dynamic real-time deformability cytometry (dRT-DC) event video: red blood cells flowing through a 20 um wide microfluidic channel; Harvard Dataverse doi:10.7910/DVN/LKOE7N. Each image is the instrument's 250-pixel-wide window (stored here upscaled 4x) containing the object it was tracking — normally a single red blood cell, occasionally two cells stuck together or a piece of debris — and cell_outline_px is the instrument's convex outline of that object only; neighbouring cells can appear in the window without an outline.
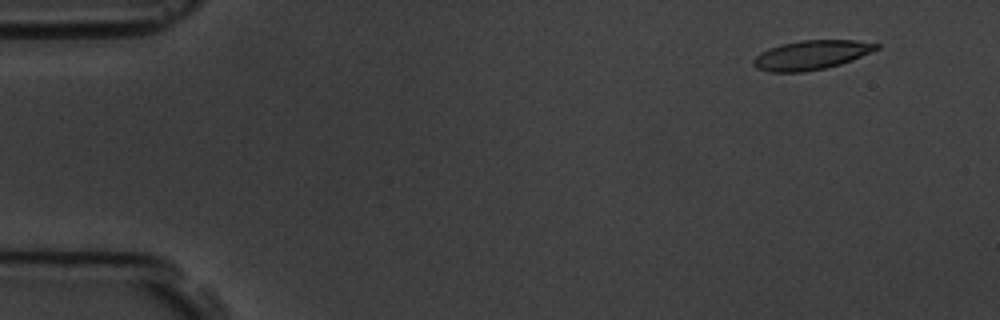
{"species": "common noctule bat (a hibernating species)", "species_latin": "Nyctalus noctula", "temperature_condition": "room temperature", "stored_images_in_passage": 9, "camera_frame_rate_fps": 3000, "um_per_image_px": 0.085, "animal": {"sex": "male", "body_mass_g": 19.5, "forearm_length_mm": 54.6}, "frame": {"image": 1, "passage_image": 1, "time_ms": 0.0, "image_size_px": [1000, 320], "cell_outline_px": [[880, 48], [852, 60], [840, 64], [824, 68], [804, 72], [768, 72], [756, 68], [752, 64], [752, 60], [760, 52], [768, 48], [780, 44], [800, 40], [856, 40], [880, 44]], "centroid_in_image_um": [68.92, 4.67], "position_along_channel_um": 16.1, "area_um2": 21.1}}
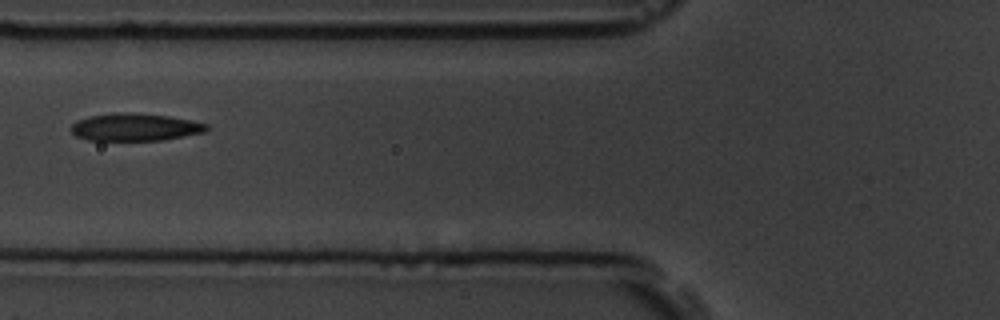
{"frame": {"image": 2, "passage_image": 6, "time_ms": 5.667, "image_size_px": [1000, 320], "cell_outline_px": [[208, 128], [204, 132], [164, 140], [88, 140], [76, 136], [72, 132], [72, 124], [76, 120], [88, 116], [120, 112], [128, 112], [168, 116], [192, 120], [208, 124]], "centroid_in_image_um": [11.47, 10.8], "position_along_channel_um": 114.3, "area_um2": 21.68}}
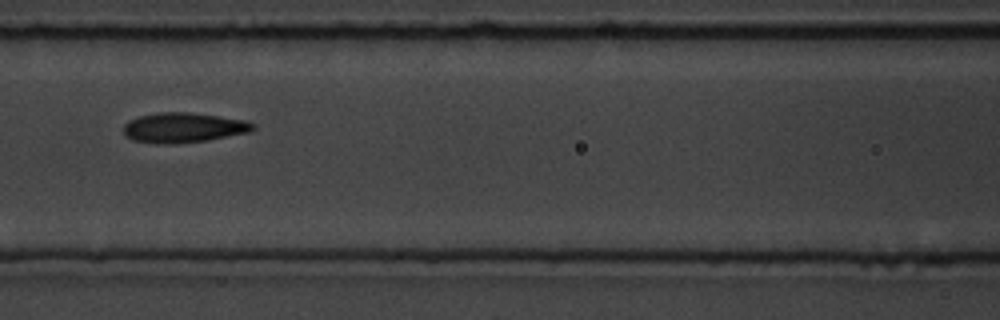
{"frame": {"image": 3, "passage_image": 7, "time_ms": 6.667, "image_size_px": [1000, 320], "cell_outline_px": [[256, 128], [252, 132], [208, 140], [176, 144], [156, 144], [132, 140], [124, 132], [124, 124], [128, 120], [140, 116], [160, 112], [188, 112], [220, 116], [244, 120], [256, 124]], "centroid_in_image_um": [15.63, 10.85], "position_along_channel_um": 151.0, "area_um2": 22.83}}